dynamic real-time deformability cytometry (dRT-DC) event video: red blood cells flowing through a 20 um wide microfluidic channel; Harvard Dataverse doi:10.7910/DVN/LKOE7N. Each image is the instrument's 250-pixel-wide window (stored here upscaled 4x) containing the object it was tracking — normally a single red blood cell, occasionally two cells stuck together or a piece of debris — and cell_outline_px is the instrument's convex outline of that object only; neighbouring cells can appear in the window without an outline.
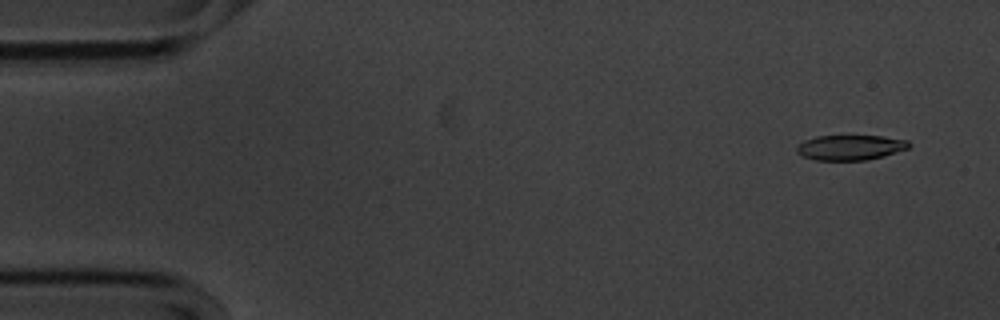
{"species": "common noctule bat (a hibernating species)", "species_latin": "Nyctalus noctula", "temperature_condition": "cold", "stored_images_in_passage": 53, "camera_frame_rate_fps": 3000, "um_per_image_px": 0.085, "animal": {"sex": "male", "body_mass_g": 20.1, "forearm_length_mm": 53.5}, "frame": {"image": 1, "passage_image": 4, "time_ms": 1.0, "image_size_px": [1000, 320], "cell_outline_px": [[912, 144], [908, 148], [884, 156], [868, 160], [816, 160], [804, 156], [796, 152], [796, 144], [804, 140], [816, 136], [884, 136], [908, 140]], "centroid_in_image_um": [72.27, 12.53], "position_along_channel_um": 12.7, "area_um2": 16.53}}
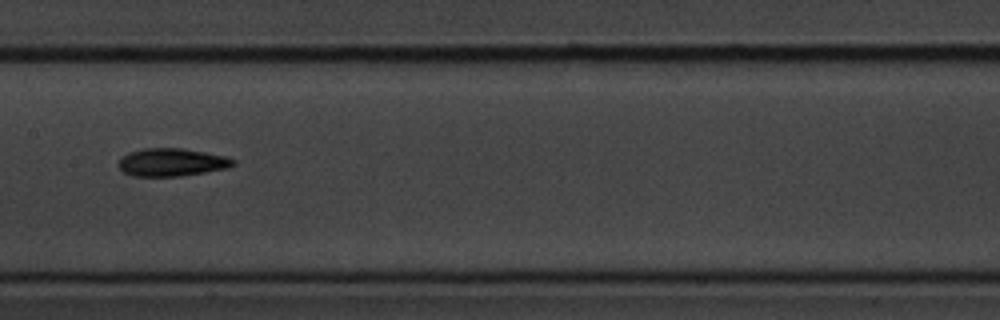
{"frame": {"image": 2, "passage_image": 28, "time_ms": 9.0, "image_size_px": [1000, 320], "cell_outline_px": [[236, 164], [228, 168], [180, 176], [132, 176], [124, 172], [116, 164], [120, 156], [128, 152], [144, 148], [184, 148], [224, 156], [236, 160]], "centroid_in_image_um": [14.55, 13.79], "position_along_channel_um": 192.8, "area_um2": 18.79}}
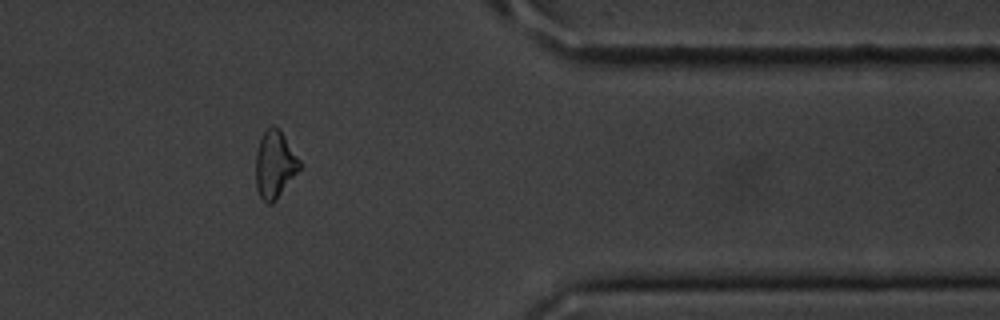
{"frame": {"image": 3, "passage_image": 46, "time_ms": 15.0, "image_size_px": [1000, 320], "cell_outline_px": [[304, 164], [276, 200], [272, 204], [268, 204], [260, 196], [256, 188], [256, 152], [260, 140], [264, 132], [272, 124], [280, 128]], "centroid_in_image_um": [23.39, 13.96], "position_along_channel_um": 388.0, "area_um2": 17.51}}